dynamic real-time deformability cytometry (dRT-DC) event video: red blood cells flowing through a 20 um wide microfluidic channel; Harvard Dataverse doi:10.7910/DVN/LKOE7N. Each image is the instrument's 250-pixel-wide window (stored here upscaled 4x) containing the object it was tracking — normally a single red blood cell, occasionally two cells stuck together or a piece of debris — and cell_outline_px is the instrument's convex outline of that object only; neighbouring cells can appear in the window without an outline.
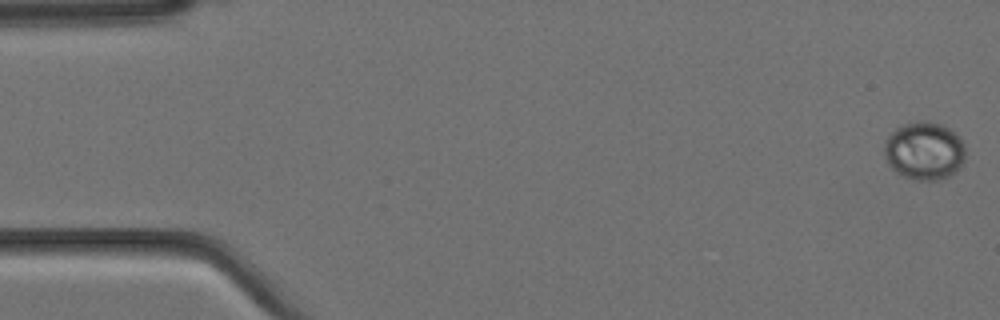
{"species": "Egyptian fruit bat (a non-hibernating species)", "species_latin": "Rousettus aegyptiacus", "temperature_condition": "cold", "stored_images_in_passage": 9, "camera_frame_rate_fps": 3000, "um_per_image_px": 0.085, "animal": {"sex": "female"}, "frame": {"image": 1, "passage_image": 1, "time_ms": 0.0, "image_size_px": [1000, 320], "cell_outline_px": [[964, 164], [960, 168], [948, 176], [940, 180], [912, 180], [896, 172], [888, 164], [884, 156], [884, 144], [888, 136], [896, 128], [904, 124], [916, 120], [928, 120], [944, 124], [956, 132], [960, 136], [964, 144]], "centroid_in_image_um": [78.58, 12.8], "position_along_channel_um": 6.4, "area_um2": 28.03}}
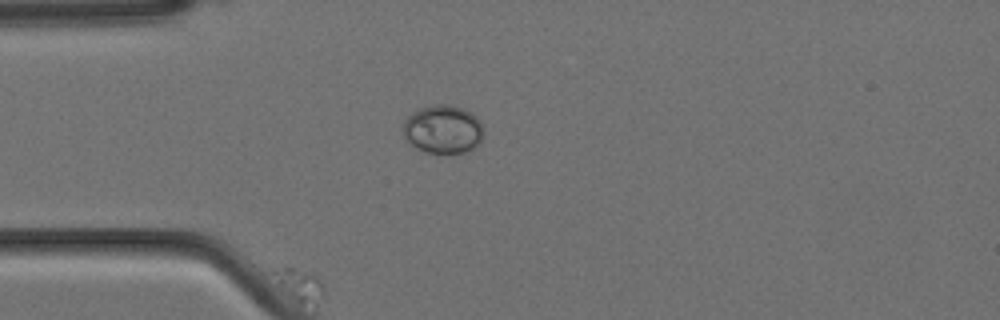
{"frame": {"image": 2, "passage_image": 5, "time_ms": 1.333, "image_size_px": [1000, 320], "cell_outline_px": [[484, 136], [480, 144], [476, 148], [464, 152], [428, 152], [416, 148], [404, 136], [400, 128], [404, 120], [412, 112], [420, 108], [436, 104], [448, 104], [472, 112], [480, 120], [484, 128]], "centroid_in_image_um": [37.67, 10.98], "position_along_channel_um": 47.3, "area_um2": 23.0}}